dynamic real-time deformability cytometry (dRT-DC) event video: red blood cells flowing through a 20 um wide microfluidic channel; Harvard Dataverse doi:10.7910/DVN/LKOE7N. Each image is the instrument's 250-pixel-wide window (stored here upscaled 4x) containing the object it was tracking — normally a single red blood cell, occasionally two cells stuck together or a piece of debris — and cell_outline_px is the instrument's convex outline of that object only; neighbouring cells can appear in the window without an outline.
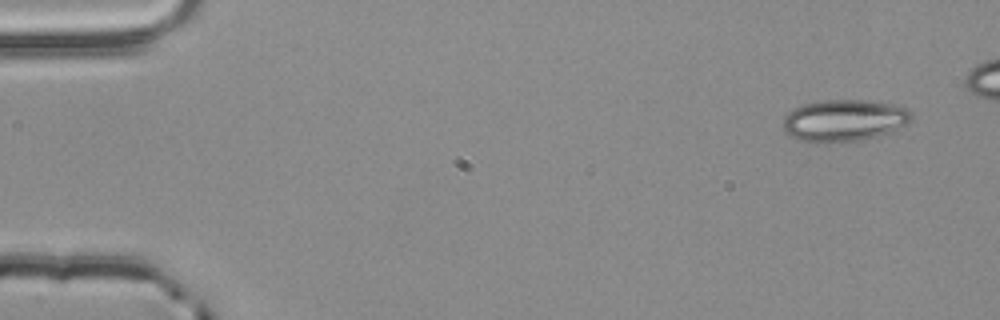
{"species": "common noctule bat (a hibernating species)", "species_latin": "Nyctalus noctula", "temperature_condition": "room temperature", "stored_images_in_passage": 4, "camera_frame_rate_fps": 3000, "um_per_image_px": 0.085, "animal": {"sex": "male", "body_mass_g": 20.4}, "frame": {"image": 1, "passage_image": 1, "time_ms": 0.0, "image_size_px": [1000, 320], "cell_outline_px": [[912, 120], [880, 136], [864, 140], [828, 144], [816, 144], [800, 140], [788, 136], [784, 132], [784, 116], [792, 108], [804, 104], [820, 100], [868, 100], [892, 104], [908, 108], [912, 112]], "centroid_in_image_um": [71.71, 10.26], "position_along_channel_um": 13.3, "area_um2": 31.96}}